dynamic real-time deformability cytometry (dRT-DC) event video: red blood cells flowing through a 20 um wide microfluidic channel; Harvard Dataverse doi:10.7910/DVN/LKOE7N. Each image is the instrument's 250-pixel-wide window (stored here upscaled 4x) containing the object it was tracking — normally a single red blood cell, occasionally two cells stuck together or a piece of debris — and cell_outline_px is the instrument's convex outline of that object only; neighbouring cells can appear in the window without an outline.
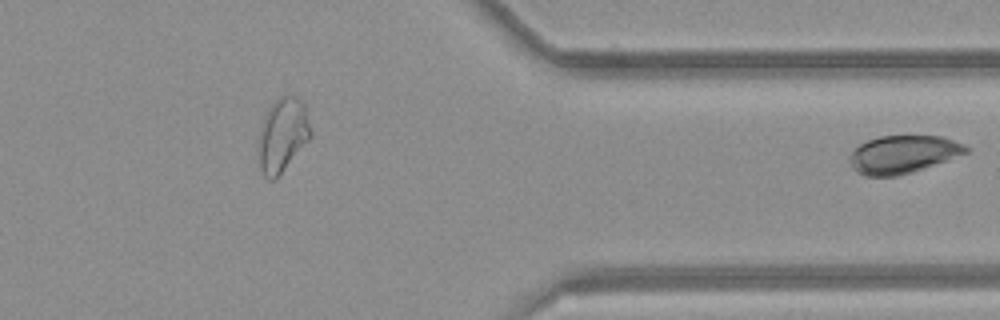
{"species": "common noctule bat (a hibernating species)", "species_latin": "Nyctalus noctula", "temperature_condition": "room temperature", "stored_images_in_passage": 25, "segment_of_instrument_passage": [2, 2], "camera_frame_rate_fps": 3000, "um_per_image_px": 0.085, "animal": {"sex": "female", "body_mass_g": 21.9}, "frame": {"image": 1, "passage_image": 25, "time_ms": 8.0, "image_size_px": [1000, 320], "cell_outline_px": [[968, 152], [948, 160], [912, 172], [896, 176], [864, 176], [856, 172], [852, 168], [848, 160], [848, 156], [860, 144], [868, 140], [880, 136], [940, 136], [964, 144], [968, 148]], "centroid_in_image_um": [76.72, 13.13], "position_along_channel_um": 334.7, "area_um2": 25.61}}